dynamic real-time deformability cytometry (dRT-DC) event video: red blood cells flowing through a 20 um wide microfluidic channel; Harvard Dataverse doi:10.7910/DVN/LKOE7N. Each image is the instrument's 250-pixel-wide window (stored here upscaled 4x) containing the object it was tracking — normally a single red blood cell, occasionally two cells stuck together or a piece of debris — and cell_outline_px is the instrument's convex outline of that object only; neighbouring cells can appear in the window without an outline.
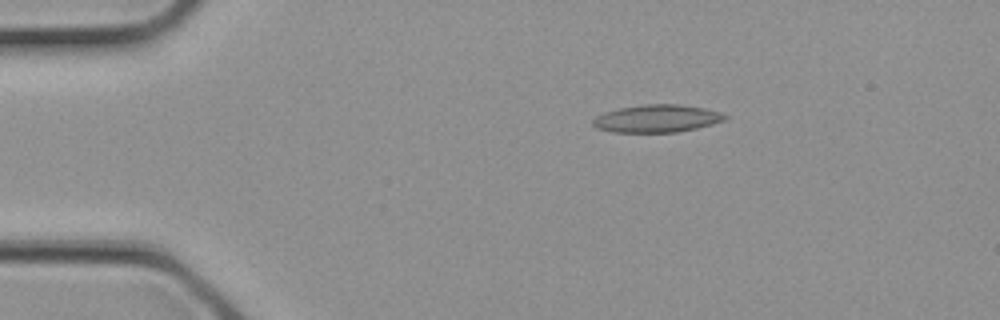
{"species": "common noctule bat (a hibernating species)", "species_latin": "Nyctalus noctula", "temperature_condition": "cold", "stored_images_in_passage": 2, "camera_frame_rate_fps": 3000, "um_per_image_px": 0.085, "animal": {"sex": "female", "body_mass_g": 21.9}, "frame": {"image": 1, "passage_image": 1, "time_ms": 0.0, "image_size_px": [1000, 320], "cell_outline_px": [[728, 116], [724, 120], [712, 124], [696, 128], [676, 132], [612, 132], [596, 128], [592, 124], [592, 120], [596, 116], [604, 112], [620, 108], [644, 104], [680, 104], [704, 108]], "centroid_in_image_um": [55.78, 10.07], "position_along_channel_um": 29.2, "area_um2": 21.1}}
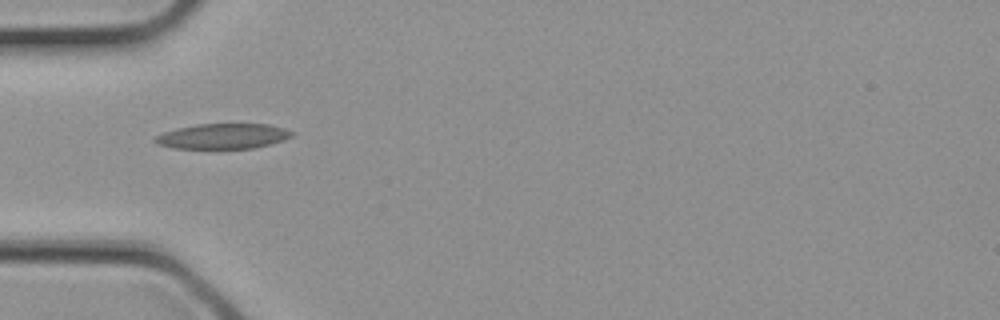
{"frame": {"image": 2, "passage_image": 2, "time_ms": 0.333, "image_size_px": [1000, 320], "cell_outline_px": [[292, 136], [284, 140], [272, 144], [252, 148], [172, 148], [156, 144], [152, 140], [156, 136], [164, 132], [176, 128], [196, 124], [268, 124], [284, 128], [292, 132]], "centroid_in_image_um": [18.92, 11.57], "position_along_channel_um": 66.1, "area_um2": 20.11}}